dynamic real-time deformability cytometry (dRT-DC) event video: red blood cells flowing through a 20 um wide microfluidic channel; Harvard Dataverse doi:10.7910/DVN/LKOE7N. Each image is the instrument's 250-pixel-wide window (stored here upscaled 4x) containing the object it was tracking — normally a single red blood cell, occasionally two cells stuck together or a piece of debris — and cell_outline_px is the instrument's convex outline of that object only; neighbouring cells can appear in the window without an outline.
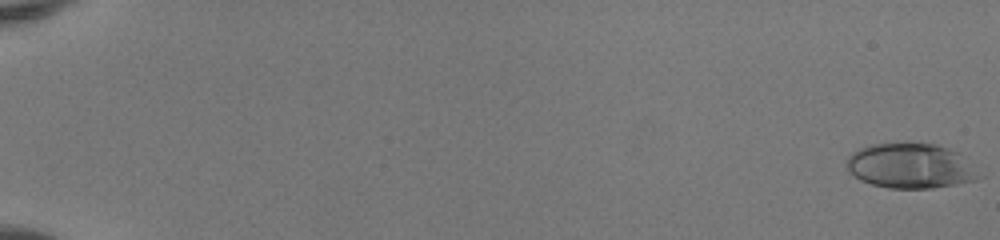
{"species": "human", "species_latin": "Homo sapiens", "temperature_condition": "room temperature", "stored_images_in_passage": 52, "camera_frame_rate_fps": 3000, "um_per_image_px": 0.085, "donor": {"sex": "female"}, "frame": {"image": 1, "passage_image": 1, "time_ms": 0.0, "image_size_px": [1000, 240], "cell_outline_px": [[976, 180], [956, 184], [932, 188], [888, 188], [872, 184], [860, 180], [848, 172], [844, 160], [852, 152], [860, 148], [872, 144], [908, 140], [936, 144], [948, 148], [956, 152], [976, 176]], "centroid_in_image_um": [77.22, 14.06], "position_along_channel_um": 7.8, "area_um2": 34.62}}
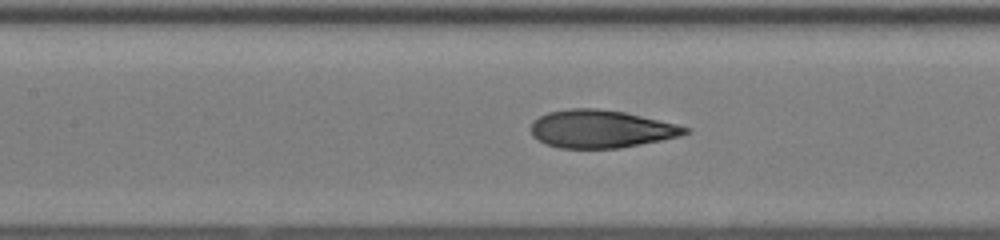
{"frame": {"image": 2, "passage_image": 27, "time_ms": 8.667, "image_size_px": [1000, 240], "cell_outline_px": [[692, 132], [680, 136], [620, 148], [560, 148], [544, 144], [532, 136], [532, 120], [548, 112], [572, 108], [596, 108], [624, 112], [676, 124], [692, 128]], "centroid_in_image_um": [51.08, 10.96], "position_along_channel_um": 156.3, "area_um2": 33.99}}
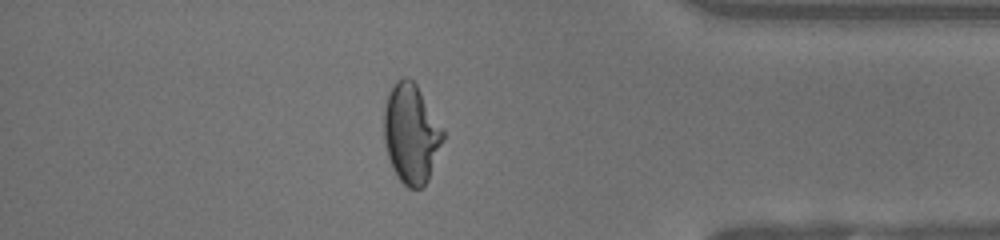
{"frame": {"image": 3, "passage_image": 46, "time_ms": 15.0, "image_size_px": [1000, 240], "cell_outline_px": [[444, 140], [428, 180], [420, 188], [408, 188], [396, 176], [392, 168], [384, 144], [384, 108], [388, 92], [396, 80], [400, 76], [408, 76], [416, 84], [444, 128]], "centroid_in_image_um": [34.95, 11.33], "position_along_channel_um": 400.3, "area_um2": 34.62}, "authors_computed_cell_mechanics": {"area_um2": 34.2176, "velocity_mm_per_s": 4.1754, "shape_relaxation_time_tau1_ms": 9.0891, "shape_relaxation_time_tau2_ms": 0.791, "deformation_change_tau1": 0.3168, "deformation_change_tau2": 0.0731}}